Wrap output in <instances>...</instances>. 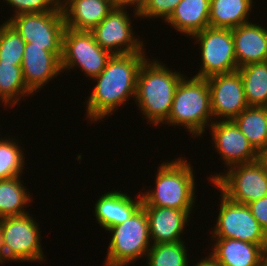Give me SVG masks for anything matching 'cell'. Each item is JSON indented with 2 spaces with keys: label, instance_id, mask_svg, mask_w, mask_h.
<instances>
[{
  "label": "cell",
  "instance_id": "4316f807",
  "mask_svg": "<svg viewBox=\"0 0 267 266\" xmlns=\"http://www.w3.org/2000/svg\"><path fill=\"white\" fill-rule=\"evenodd\" d=\"M147 252V266H188L187 250L183 241L151 244Z\"/></svg>",
  "mask_w": 267,
  "mask_h": 266
},
{
  "label": "cell",
  "instance_id": "7a4b0ae2",
  "mask_svg": "<svg viewBox=\"0 0 267 266\" xmlns=\"http://www.w3.org/2000/svg\"><path fill=\"white\" fill-rule=\"evenodd\" d=\"M149 60L139 70L135 101L145 118L157 126L168 120L176 88L184 76L157 60Z\"/></svg>",
  "mask_w": 267,
  "mask_h": 266
},
{
  "label": "cell",
  "instance_id": "9c48e42d",
  "mask_svg": "<svg viewBox=\"0 0 267 266\" xmlns=\"http://www.w3.org/2000/svg\"><path fill=\"white\" fill-rule=\"evenodd\" d=\"M112 54L102 49L90 31L64 29L62 37V72L79 66L90 78L97 77L106 67Z\"/></svg>",
  "mask_w": 267,
  "mask_h": 266
},
{
  "label": "cell",
  "instance_id": "f1b7e54d",
  "mask_svg": "<svg viewBox=\"0 0 267 266\" xmlns=\"http://www.w3.org/2000/svg\"><path fill=\"white\" fill-rule=\"evenodd\" d=\"M22 149L12 139H0V180L21 176L24 169Z\"/></svg>",
  "mask_w": 267,
  "mask_h": 266
},
{
  "label": "cell",
  "instance_id": "83f0119b",
  "mask_svg": "<svg viewBox=\"0 0 267 266\" xmlns=\"http://www.w3.org/2000/svg\"><path fill=\"white\" fill-rule=\"evenodd\" d=\"M26 42L6 21L0 26V63L21 65Z\"/></svg>",
  "mask_w": 267,
  "mask_h": 266
},
{
  "label": "cell",
  "instance_id": "5b68a950",
  "mask_svg": "<svg viewBox=\"0 0 267 266\" xmlns=\"http://www.w3.org/2000/svg\"><path fill=\"white\" fill-rule=\"evenodd\" d=\"M106 231L112 234L104 266H124L147 255L150 249L149 222L141 206L125 222ZM142 255V256H141Z\"/></svg>",
  "mask_w": 267,
  "mask_h": 266
},
{
  "label": "cell",
  "instance_id": "603a6c76",
  "mask_svg": "<svg viewBox=\"0 0 267 266\" xmlns=\"http://www.w3.org/2000/svg\"><path fill=\"white\" fill-rule=\"evenodd\" d=\"M233 121L257 153L267 144V107L248 106Z\"/></svg>",
  "mask_w": 267,
  "mask_h": 266
},
{
  "label": "cell",
  "instance_id": "1f68e13d",
  "mask_svg": "<svg viewBox=\"0 0 267 266\" xmlns=\"http://www.w3.org/2000/svg\"><path fill=\"white\" fill-rule=\"evenodd\" d=\"M252 215L267 234V195L247 204Z\"/></svg>",
  "mask_w": 267,
  "mask_h": 266
},
{
  "label": "cell",
  "instance_id": "d590c367",
  "mask_svg": "<svg viewBox=\"0 0 267 266\" xmlns=\"http://www.w3.org/2000/svg\"><path fill=\"white\" fill-rule=\"evenodd\" d=\"M259 266H267V249L265 250V252L262 255Z\"/></svg>",
  "mask_w": 267,
  "mask_h": 266
},
{
  "label": "cell",
  "instance_id": "9a60e30c",
  "mask_svg": "<svg viewBox=\"0 0 267 266\" xmlns=\"http://www.w3.org/2000/svg\"><path fill=\"white\" fill-rule=\"evenodd\" d=\"M21 68L25 84L33 93L62 72L61 60L55 54L32 43L25 44Z\"/></svg>",
  "mask_w": 267,
  "mask_h": 266
},
{
  "label": "cell",
  "instance_id": "6da1fadb",
  "mask_svg": "<svg viewBox=\"0 0 267 266\" xmlns=\"http://www.w3.org/2000/svg\"><path fill=\"white\" fill-rule=\"evenodd\" d=\"M146 60L144 52L111 56L103 71L93 78L97 83L86 102L91 121L112 114L129 97L135 99L138 73Z\"/></svg>",
  "mask_w": 267,
  "mask_h": 266
},
{
  "label": "cell",
  "instance_id": "e575fe53",
  "mask_svg": "<svg viewBox=\"0 0 267 266\" xmlns=\"http://www.w3.org/2000/svg\"><path fill=\"white\" fill-rule=\"evenodd\" d=\"M195 266H221L217 261L216 259L211 255L209 254L208 257L202 260H200V262H198Z\"/></svg>",
  "mask_w": 267,
  "mask_h": 266
},
{
  "label": "cell",
  "instance_id": "8d00e7d4",
  "mask_svg": "<svg viewBox=\"0 0 267 266\" xmlns=\"http://www.w3.org/2000/svg\"><path fill=\"white\" fill-rule=\"evenodd\" d=\"M0 263H1V264L3 263V260H2V257H1V255H0Z\"/></svg>",
  "mask_w": 267,
  "mask_h": 266
},
{
  "label": "cell",
  "instance_id": "d4e9b609",
  "mask_svg": "<svg viewBox=\"0 0 267 266\" xmlns=\"http://www.w3.org/2000/svg\"><path fill=\"white\" fill-rule=\"evenodd\" d=\"M19 178L17 176L0 180V218L28 213L24 208L29 205L31 196L26 192Z\"/></svg>",
  "mask_w": 267,
  "mask_h": 266
},
{
  "label": "cell",
  "instance_id": "d6986e66",
  "mask_svg": "<svg viewBox=\"0 0 267 266\" xmlns=\"http://www.w3.org/2000/svg\"><path fill=\"white\" fill-rule=\"evenodd\" d=\"M134 201L127 193L110 191L102 195L95 204V217L105 230L125 222L142 206V196Z\"/></svg>",
  "mask_w": 267,
  "mask_h": 266
},
{
  "label": "cell",
  "instance_id": "8fae6325",
  "mask_svg": "<svg viewBox=\"0 0 267 266\" xmlns=\"http://www.w3.org/2000/svg\"><path fill=\"white\" fill-rule=\"evenodd\" d=\"M192 38L200 44L203 64L196 77L208 78L238 70L231 29L207 27Z\"/></svg>",
  "mask_w": 267,
  "mask_h": 266
},
{
  "label": "cell",
  "instance_id": "8992f818",
  "mask_svg": "<svg viewBox=\"0 0 267 266\" xmlns=\"http://www.w3.org/2000/svg\"><path fill=\"white\" fill-rule=\"evenodd\" d=\"M30 216L27 213L0 218V255L3 262L44 260L38 224Z\"/></svg>",
  "mask_w": 267,
  "mask_h": 266
},
{
  "label": "cell",
  "instance_id": "7c38bea8",
  "mask_svg": "<svg viewBox=\"0 0 267 266\" xmlns=\"http://www.w3.org/2000/svg\"><path fill=\"white\" fill-rule=\"evenodd\" d=\"M131 25L127 11L114 7L90 32L95 42L112 55L143 52V42L133 36Z\"/></svg>",
  "mask_w": 267,
  "mask_h": 266
},
{
  "label": "cell",
  "instance_id": "4dcf8cb0",
  "mask_svg": "<svg viewBox=\"0 0 267 266\" xmlns=\"http://www.w3.org/2000/svg\"><path fill=\"white\" fill-rule=\"evenodd\" d=\"M181 0H148L138 17L164 18L167 20Z\"/></svg>",
  "mask_w": 267,
  "mask_h": 266
},
{
  "label": "cell",
  "instance_id": "f546056e",
  "mask_svg": "<svg viewBox=\"0 0 267 266\" xmlns=\"http://www.w3.org/2000/svg\"><path fill=\"white\" fill-rule=\"evenodd\" d=\"M15 7V15L29 13H46L60 8V0H5Z\"/></svg>",
  "mask_w": 267,
  "mask_h": 266
},
{
  "label": "cell",
  "instance_id": "d6a6232c",
  "mask_svg": "<svg viewBox=\"0 0 267 266\" xmlns=\"http://www.w3.org/2000/svg\"><path fill=\"white\" fill-rule=\"evenodd\" d=\"M148 0H113V5L116 8L125 9L126 6L134 5L136 15H138L145 7ZM125 6V7H124Z\"/></svg>",
  "mask_w": 267,
  "mask_h": 266
},
{
  "label": "cell",
  "instance_id": "836d02e7",
  "mask_svg": "<svg viewBox=\"0 0 267 266\" xmlns=\"http://www.w3.org/2000/svg\"><path fill=\"white\" fill-rule=\"evenodd\" d=\"M257 161L267 171V144L257 153Z\"/></svg>",
  "mask_w": 267,
  "mask_h": 266
},
{
  "label": "cell",
  "instance_id": "ffe728a7",
  "mask_svg": "<svg viewBox=\"0 0 267 266\" xmlns=\"http://www.w3.org/2000/svg\"><path fill=\"white\" fill-rule=\"evenodd\" d=\"M211 255L221 266H259L265 249L246 241L214 238Z\"/></svg>",
  "mask_w": 267,
  "mask_h": 266
},
{
  "label": "cell",
  "instance_id": "e0dca14e",
  "mask_svg": "<svg viewBox=\"0 0 267 266\" xmlns=\"http://www.w3.org/2000/svg\"><path fill=\"white\" fill-rule=\"evenodd\" d=\"M65 27L91 31L114 8L113 0H60Z\"/></svg>",
  "mask_w": 267,
  "mask_h": 266
},
{
  "label": "cell",
  "instance_id": "484cf974",
  "mask_svg": "<svg viewBox=\"0 0 267 266\" xmlns=\"http://www.w3.org/2000/svg\"><path fill=\"white\" fill-rule=\"evenodd\" d=\"M30 94L33 92L25 84L21 65L0 63V100L4 105L15 107L23 96Z\"/></svg>",
  "mask_w": 267,
  "mask_h": 266
},
{
  "label": "cell",
  "instance_id": "52a82bcc",
  "mask_svg": "<svg viewBox=\"0 0 267 266\" xmlns=\"http://www.w3.org/2000/svg\"><path fill=\"white\" fill-rule=\"evenodd\" d=\"M228 168L225 175L210 177L213 185L228 199L247 205L267 195V171L257 160Z\"/></svg>",
  "mask_w": 267,
  "mask_h": 266
},
{
  "label": "cell",
  "instance_id": "4fadbf2b",
  "mask_svg": "<svg viewBox=\"0 0 267 266\" xmlns=\"http://www.w3.org/2000/svg\"><path fill=\"white\" fill-rule=\"evenodd\" d=\"M207 82L214 119L233 120L248 107L238 70L210 76Z\"/></svg>",
  "mask_w": 267,
  "mask_h": 266
},
{
  "label": "cell",
  "instance_id": "7402d4cb",
  "mask_svg": "<svg viewBox=\"0 0 267 266\" xmlns=\"http://www.w3.org/2000/svg\"><path fill=\"white\" fill-rule=\"evenodd\" d=\"M252 3V0H210V27L232 30L249 22Z\"/></svg>",
  "mask_w": 267,
  "mask_h": 266
},
{
  "label": "cell",
  "instance_id": "2e32d148",
  "mask_svg": "<svg viewBox=\"0 0 267 266\" xmlns=\"http://www.w3.org/2000/svg\"><path fill=\"white\" fill-rule=\"evenodd\" d=\"M148 222L150 238L157 243L183 241L179 237L186 227L191 210H179L168 207L143 206Z\"/></svg>",
  "mask_w": 267,
  "mask_h": 266
},
{
  "label": "cell",
  "instance_id": "ac0fdd59",
  "mask_svg": "<svg viewBox=\"0 0 267 266\" xmlns=\"http://www.w3.org/2000/svg\"><path fill=\"white\" fill-rule=\"evenodd\" d=\"M264 28L247 22L232 29L238 68L267 61V29Z\"/></svg>",
  "mask_w": 267,
  "mask_h": 266
},
{
  "label": "cell",
  "instance_id": "5bb4252c",
  "mask_svg": "<svg viewBox=\"0 0 267 266\" xmlns=\"http://www.w3.org/2000/svg\"><path fill=\"white\" fill-rule=\"evenodd\" d=\"M212 139L225 165L250 163L257 160V152L233 120L213 121L210 126Z\"/></svg>",
  "mask_w": 267,
  "mask_h": 266
},
{
  "label": "cell",
  "instance_id": "277c9868",
  "mask_svg": "<svg viewBox=\"0 0 267 266\" xmlns=\"http://www.w3.org/2000/svg\"><path fill=\"white\" fill-rule=\"evenodd\" d=\"M211 119V99L207 78L194 76L186 80L182 77L176 88L166 123L172 126H185L189 133L198 137L204 133L207 128L205 126L213 122Z\"/></svg>",
  "mask_w": 267,
  "mask_h": 266
},
{
  "label": "cell",
  "instance_id": "30bf717a",
  "mask_svg": "<svg viewBox=\"0 0 267 266\" xmlns=\"http://www.w3.org/2000/svg\"><path fill=\"white\" fill-rule=\"evenodd\" d=\"M220 206L212 238L241 240L267 249V234L246 204L233 202L221 193Z\"/></svg>",
  "mask_w": 267,
  "mask_h": 266
},
{
  "label": "cell",
  "instance_id": "cb8c5ba5",
  "mask_svg": "<svg viewBox=\"0 0 267 266\" xmlns=\"http://www.w3.org/2000/svg\"><path fill=\"white\" fill-rule=\"evenodd\" d=\"M248 106L267 107V61L239 67Z\"/></svg>",
  "mask_w": 267,
  "mask_h": 266
},
{
  "label": "cell",
  "instance_id": "44dd1931",
  "mask_svg": "<svg viewBox=\"0 0 267 266\" xmlns=\"http://www.w3.org/2000/svg\"><path fill=\"white\" fill-rule=\"evenodd\" d=\"M210 0H181L166 20L180 33L187 36L210 27Z\"/></svg>",
  "mask_w": 267,
  "mask_h": 266
},
{
  "label": "cell",
  "instance_id": "3957f363",
  "mask_svg": "<svg viewBox=\"0 0 267 266\" xmlns=\"http://www.w3.org/2000/svg\"><path fill=\"white\" fill-rule=\"evenodd\" d=\"M156 177L155 189L141 193L142 206L192 210L195 203V180L193 168L185 158L163 162Z\"/></svg>",
  "mask_w": 267,
  "mask_h": 266
},
{
  "label": "cell",
  "instance_id": "ba28073f",
  "mask_svg": "<svg viewBox=\"0 0 267 266\" xmlns=\"http://www.w3.org/2000/svg\"><path fill=\"white\" fill-rule=\"evenodd\" d=\"M26 43L45 47V50L62 57V37L65 21L62 9L46 13L14 15L7 20Z\"/></svg>",
  "mask_w": 267,
  "mask_h": 266
}]
</instances>
